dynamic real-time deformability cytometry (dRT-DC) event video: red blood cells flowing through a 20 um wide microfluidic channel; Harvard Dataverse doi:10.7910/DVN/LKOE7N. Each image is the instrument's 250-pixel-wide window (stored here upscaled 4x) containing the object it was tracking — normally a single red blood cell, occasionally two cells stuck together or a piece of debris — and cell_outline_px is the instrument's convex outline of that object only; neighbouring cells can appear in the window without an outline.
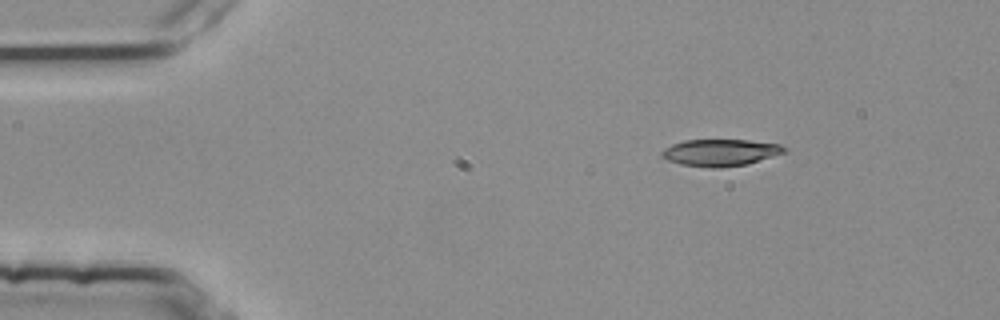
{"species": "common noctule bat (a hibernating species)", "species_latin": "Nyctalus noctula", "temperature_condition": "room temperature", "stored_images_in_passage": 6, "camera_frame_rate_fps": 3000, "um_per_image_px": 0.085, "animal": {"sex": "female", "body_mass_g": 25.1}, "frame": {"image": 1, "passage_image": 2, "time_ms": 0.333, "image_size_px": [1000, 320], "cell_outline_px": [[788, 148], [784, 152], [748, 164], [720, 168], [712, 168], [680, 164], [668, 160], [660, 156], [660, 152], [664, 148], [672, 144], [684, 140], [748, 140], [780, 144]], "centroid_in_image_um": [61.2, 12.97], "position_along_channel_um": 23.8, "area_um2": 19.19}}
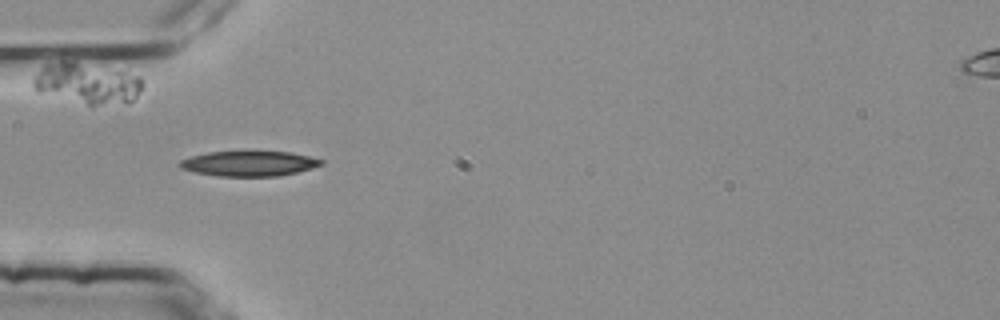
{"frame": {"image": 2, "passage_image": 4, "time_ms": 1.0, "image_size_px": [1000, 320], "cell_outline_px": [[324, 164], [312, 168], [296, 172], [276, 176], [220, 176], [196, 172], [180, 168], [176, 164], [180, 160], [192, 156], [208, 152], [244, 148], [248, 148], [292, 152], [324, 160]], "centroid_in_image_um": [21.16, 13.84], "position_along_channel_um": 63.8, "area_um2": 21.79}}
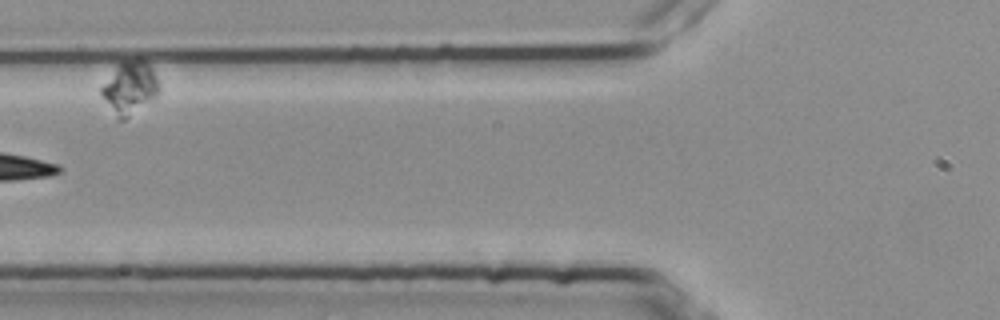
{"frame": {"image": 3, "passage_image": 5, "time_ms": 1.333, "image_size_px": [1000, 320], "cell_outline_px": [[160, 92], [156, 96], [124, 120], [120, 120], [100, 96], [100, 88], [116, 64], [124, 60], [136, 56], [140, 56], [152, 68], [160, 84]], "centroid_in_image_um": [11.03, 7.39], "position_along_channel_um": 114.8, "area_um2": 17.98}}